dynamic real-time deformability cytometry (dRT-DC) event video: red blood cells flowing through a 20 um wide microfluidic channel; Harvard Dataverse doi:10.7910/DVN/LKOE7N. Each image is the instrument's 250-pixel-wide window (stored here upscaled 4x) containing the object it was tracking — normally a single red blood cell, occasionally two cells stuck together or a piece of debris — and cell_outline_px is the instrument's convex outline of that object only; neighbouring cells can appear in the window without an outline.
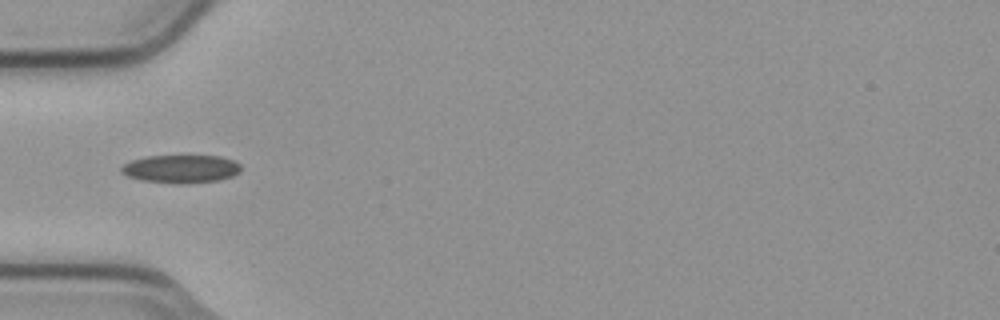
{"species": "common noctule bat (a hibernating species)", "species_latin": "Nyctalus noctula", "temperature_condition": "cold", "stored_images_in_passage": 3, "camera_frame_rate_fps": 3000, "um_per_image_px": 0.085, "animal": {"sex": "male", "body_mass_g": 23.1, "forearm_length_mm": 52.7}, "frame": {"image": 1, "passage_image": 3, "time_ms": 0.667, "image_size_px": [1000, 320], "cell_outline_px": [[240, 172], [232, 176], [220, 180], [184, 184], [176, 184], [144, 180], [128, 176], [120, 172], [120, 168], [124, 164], [132, 160], [148, 156], [220, 156], [232, 160], [240, 164]], "centroid_in_image_um": [15.39, 14.36], "position_along_channel_um": 69.6, "area_um2": 19.54}}